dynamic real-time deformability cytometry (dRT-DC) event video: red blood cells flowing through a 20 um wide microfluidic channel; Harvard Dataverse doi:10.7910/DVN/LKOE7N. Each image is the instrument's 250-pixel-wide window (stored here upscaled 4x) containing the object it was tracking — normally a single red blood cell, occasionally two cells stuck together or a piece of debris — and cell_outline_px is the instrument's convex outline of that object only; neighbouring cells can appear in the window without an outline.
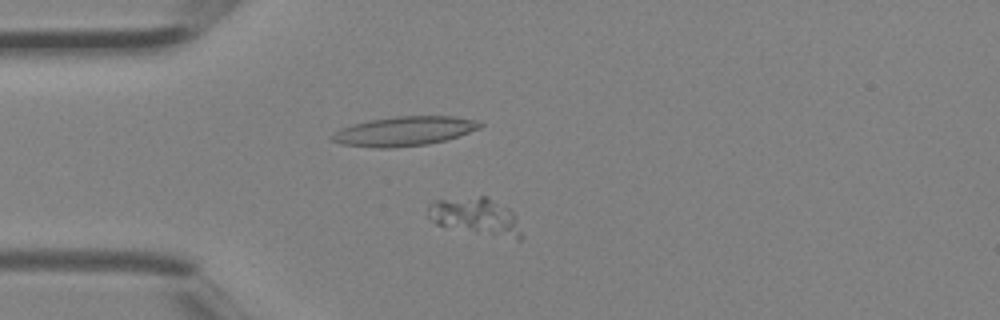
{"species": "Egyptian fruit bat (a non-hibernating species)", "species_latin": "Rousettus aegyptiacus", "temperature_condition": "room temperature", "stored_images_in_passage": 4, "camera_frame_rate_fps": 3000, "um_per_image_px": 0.085, "animal": {"sex": "female"}, "frame": {"image": 1, "passage_image": 3, "time_ms": 0.667, "image_size_px": [1000, 320], "cell_outline_px": [[524, 236], [520, 240], [516, 240], [436, 224], [428, 220], [428, 208], [436, 200], [480, 196], [488, 196], [508, 208], [512, 212]], "centroid_in_image_um": [40.47, 18.4], "position_along_channel_um": 44.5, "area_um2": 20.0}}
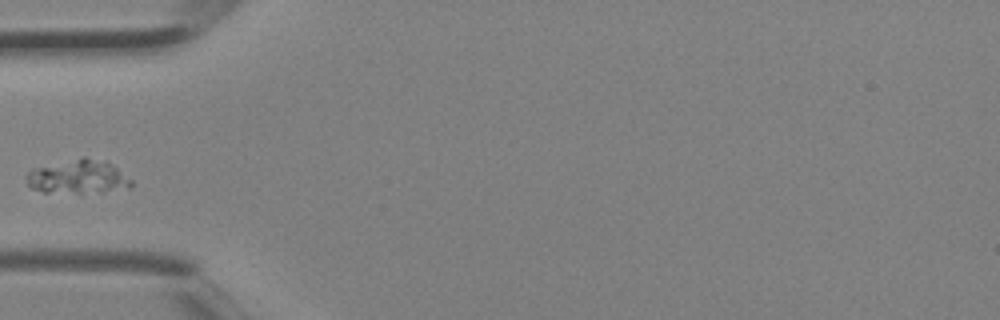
{"frame": {"image": 2, "passage_image": 4, "time_ms": 1.0, "image_size_px": [1000, 320], "cell_outline_px": [[132, 188], [100, 192], [44, 192], [32, 188], [24, 180], [28, 172], [32, 168], [84, 156], [104, 160], [116, 168], [132, 180]], "centroid_in_image_um": [6.63, 15.02], "position_along_channel_um": 78.4, "area_um2": 20.69}}